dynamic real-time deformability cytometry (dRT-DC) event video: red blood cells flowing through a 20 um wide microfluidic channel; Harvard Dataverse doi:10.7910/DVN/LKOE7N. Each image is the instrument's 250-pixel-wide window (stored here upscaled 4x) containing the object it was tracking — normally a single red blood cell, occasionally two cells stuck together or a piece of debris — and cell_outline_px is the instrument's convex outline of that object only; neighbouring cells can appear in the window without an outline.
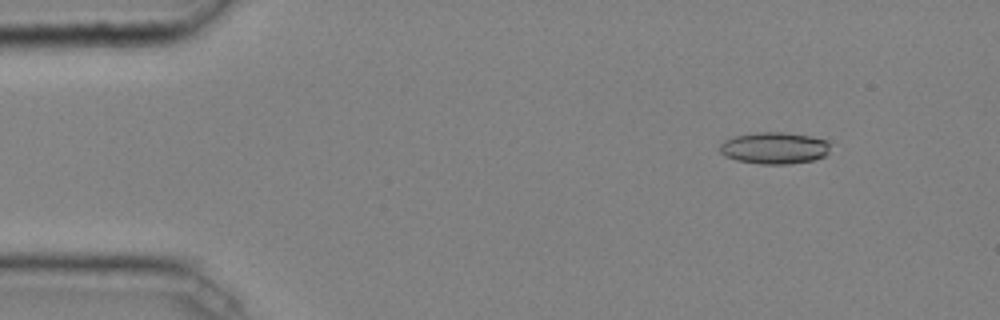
{"species": "common noctule bat (a hibernating species)", "species_latin": "Nyctalus noctula", "temperature_condition": "cold", "stored_images_in_passage": 41, "camera_frame_rate_fps": 3000, "um_per_image_px": 0.085, "animal": {"sex": "male", "body_mass_g": 20.4}, "frame": {"image": 1, "passage_image": 1, "time_ms": 0.0, "image_size_px": [1000, 320], "cell_outline_px": [[828, 152], [824, 156], [816, 160], [788, 164], [760, 164], [736, 160], [724, 156], [720, 152], [720, 144], [724, 140], [736, 136], [756, 132], [784, 132], [812, 136], [828, 140]], "centroid_in_image_um": [65.82, 12.58], "position_along_channel_um": 19.2, "area_um2": 20.58}}
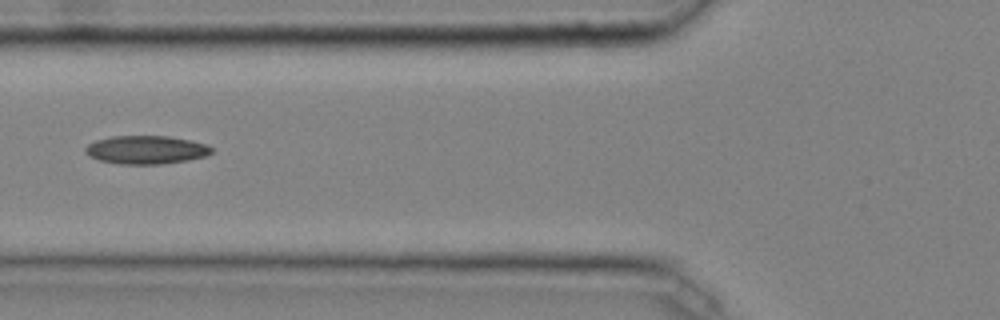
{"frame": {"image": 2, "passage_image": 14, "time_ms": 4.333, "image_size_px": [1000, 320], "cell_outline_px": [[212, 152], [208, 156], [188, 160], [160, 164], [120, 164], [100, 160], [88, 156], [84, 152], [84, 148], [88, 144], [96, 140], [112, 136], [168, 136], [208, 144], [212, 148]], "centroid_in_image_um": [12.42, 12.73], "position_along_channel_um": 113.4, "area_um2": 20.92}}
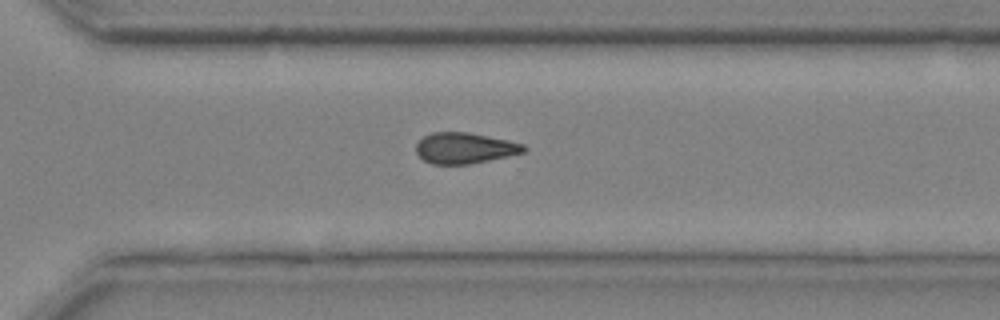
{"frame": {"image": 3, "passage_image": 30, "time_ms": 9.667, "image_size_px": [1000, 320], "cell_outline_px": [[528, 148], [524, 152], [508, 156], [468, 164], [432, 164], [424, 160], [416, 152], [416, 144], [424, 136], [432, 132], [468, 132], [508, 140], [524, 144]], "centroid_in_image_um": [39.5, 12.58], "position_along_channel_um": 331.1, "area_um2": 19.31}, "authors_computed_cell_mechanics": {"area_um2": 19.9988, "velocity_mm_per_s": 4.0846, "shape_relaxation_time_tau1_ms": null, "shape_relaxation_time_tau2_ms": 10.3486, "deformation_change_tau1": null, "deformation_change_tau2": 0.2168}}